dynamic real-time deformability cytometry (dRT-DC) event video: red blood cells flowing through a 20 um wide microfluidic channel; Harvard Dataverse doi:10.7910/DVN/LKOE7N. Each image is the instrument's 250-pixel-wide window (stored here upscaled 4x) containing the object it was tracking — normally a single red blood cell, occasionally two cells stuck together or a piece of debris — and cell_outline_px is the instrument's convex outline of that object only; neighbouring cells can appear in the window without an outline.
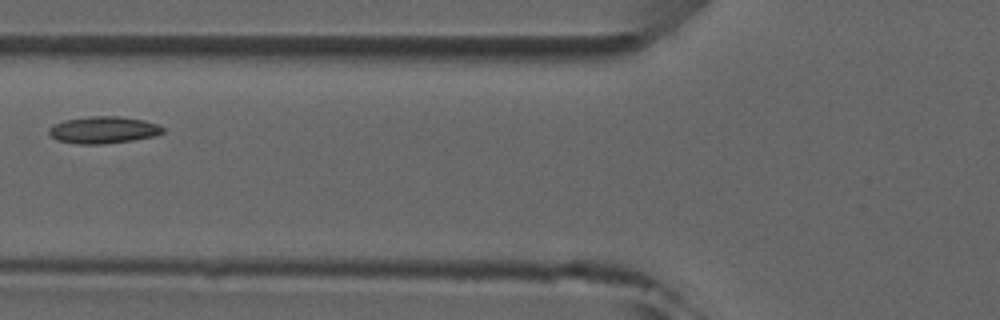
{"species": "common noctule bat (a hibernating species)", "species_latin": "Nyctalus noctula", "temperature_condition": "room temperature", "stored_images_in_passage": 5, "camera_frame_rate_fps": 3000, "um_per_image_px": 0.085, "animal": {"sex": "male", "forearm_length_mm": 52.5}, "frame": {"image": 1, "passage_image": 4, "time_ms": 3.667, "image_size_px": [1000, 320], "cell_outline_px": [[164, 132], [156, 136], [132, 140], [104, 144], [80, 144], [56, 140], [48, 132], [48, 128], [64, 120], [88, 116], [120, 116], [144, 120], [156, 124], [164, 128]], "centroid_in_image_um": [8.8, 11.04], "position_along_channel_um": 117.0, "area_um2": 17.92}}
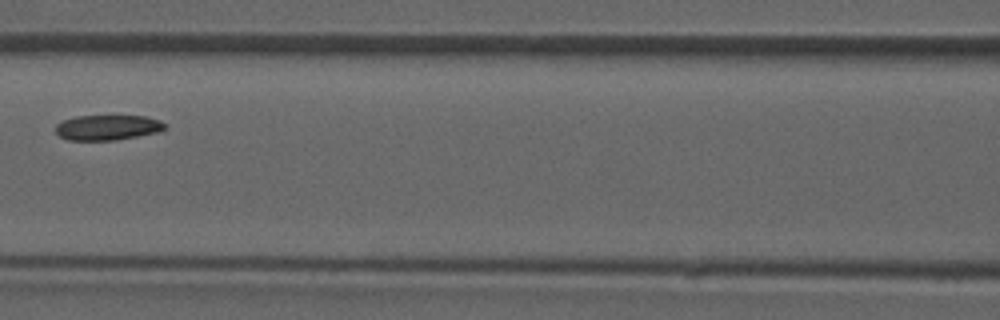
{"frame": {"image": 2, "passage_image": 5, "time_ms": 4.667, "image_size_px": [1000, 320], "cell_outline_px": [[168, 128], [160, 132], [116, 140], [68, 140], [60, 136], [56, 132], [56, 124], [64, 120], [76, 116], [148, 116], [160, 120], [168, 124]], "centroid_in_image_um": [9.22, 10.83], "position_along_channel_um": 157.4, "area_um2": 16.24}}